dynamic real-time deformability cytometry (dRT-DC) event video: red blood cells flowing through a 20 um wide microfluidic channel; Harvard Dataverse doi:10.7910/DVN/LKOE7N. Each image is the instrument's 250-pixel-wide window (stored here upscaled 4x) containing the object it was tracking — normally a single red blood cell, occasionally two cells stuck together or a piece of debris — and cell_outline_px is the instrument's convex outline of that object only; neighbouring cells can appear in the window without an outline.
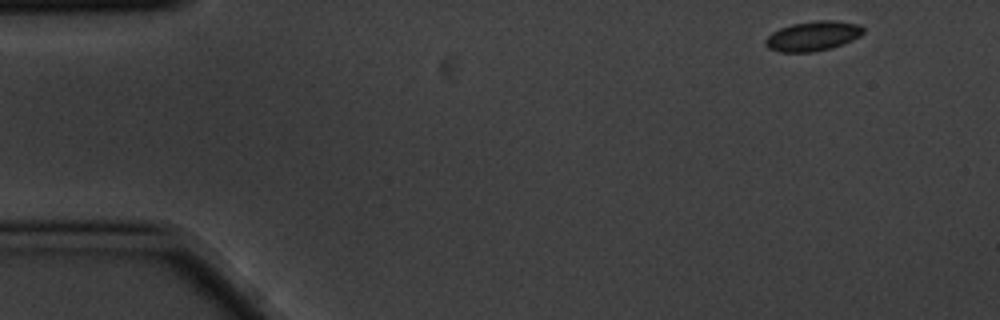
{"species": "common noctule bat (a hibernating species)", "species_latin": "Nyctalus noctula", "temperature_condition": "cold", "stored_images_in_passage": 5, "camera_frame_rate_fps": 3000, "um_per_image_px": 0.085, "animal": {"sex": "male", "body_mass_g": 20.1, "forearm_length_mm": 53.5}, "frame": {"image": 1, "passage_image": 1, "time_ms": 0.0, "image_size_px": [1000, 320], "cell_outline_px": [[864, 32], [860, 36], [852, 40], [828, 48], [812, 52], [780, 52], [768, 48], [764, 44], [764, 40], [772, 32], [780, 28], [792, 24], [816, 20], [832, 20], [860, 24], [864, 28]], "centroid_in_image_um": [69.08, 3.05], "position_along_channel_um": 15.9, "area_um2": 16.88}}
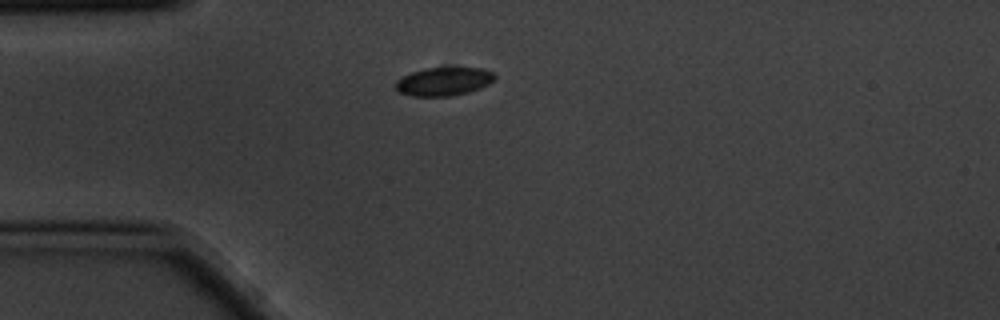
{"frame": {"image": 2, "passage_image": 4, "time_ms": 1.0, "image_size_px": [1000, 320], "cell_outline_px": [[496, 76], [488, 84], [480, 88], [468, 92], [452, 96], [412, 96], [400, 92], [392, 84], [396, 80], [412, 72], [424, 68], [484, 68], [496, 72]], "centroid_in_image_um": [37.72, 6.92], "position_along_channel_um": 47.3, "area_um2": 16.47}}
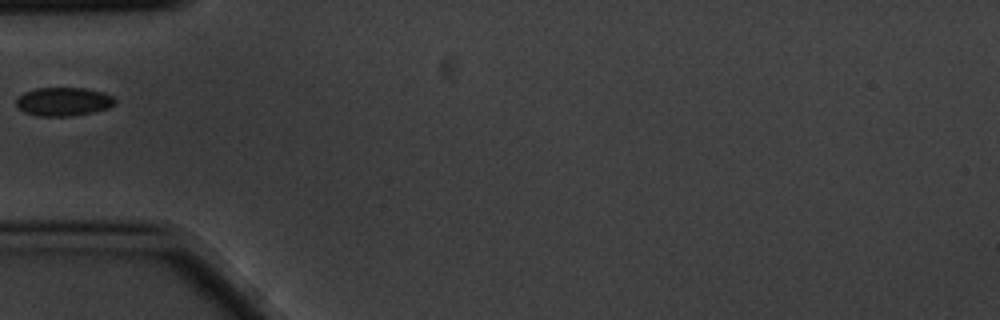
{"frame": {"image": 3, "passage_image": 5, "time_ms": 1.333, "image_size_px": [1000, 320], "cell_outline_px": [[116, 104], [108, 108], [92, 112], [72, 116], [40, 116], [24, 112], [16, 104], [16, 100], [24, 92], [36, 88], [84, 88], [100, 92], [112, 96], [116, 100]], "centroid_in_image_um": [5.4, 8.64], "position_along_channel_um": 79.6, "area_um2": 16.3}}